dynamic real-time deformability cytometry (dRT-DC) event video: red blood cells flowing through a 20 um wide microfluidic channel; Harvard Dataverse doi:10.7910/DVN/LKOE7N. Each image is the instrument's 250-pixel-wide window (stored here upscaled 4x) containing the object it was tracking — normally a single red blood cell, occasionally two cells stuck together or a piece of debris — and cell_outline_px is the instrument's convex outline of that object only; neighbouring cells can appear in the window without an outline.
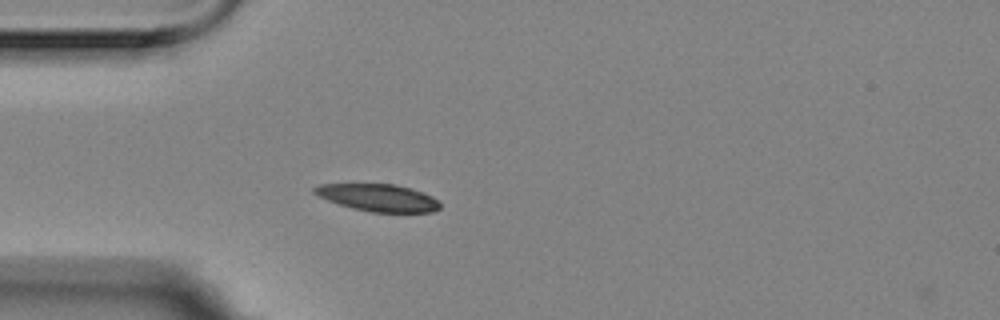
{"species": "Egyptian fruit bat (a non-hibernating species)", "species_latin": "Rousettus aegyptiacus", "temperature_condition": "room temperature", "stored_images_in_passage": 2, "camera_frame_rate_fps": 3000, "um_per_image_px": 0.085, "animal": {"sex": "female"}, "frame": {"image": 1, "passage_image": 1, "time_ms": 0.0, "image_size_px": [1000, 320], "cell_outline_px": [[440, 208], [432, 212], [372, 212], [352, 208], [328, 200], [312, 192], [312, 188], [320, 184], [396, 184], [432, 196], [440, 204]], "centroid_in_image_um": [32.12, 16.8], "position_along_channel_um": 52.9, "area_um2": 19.65}}